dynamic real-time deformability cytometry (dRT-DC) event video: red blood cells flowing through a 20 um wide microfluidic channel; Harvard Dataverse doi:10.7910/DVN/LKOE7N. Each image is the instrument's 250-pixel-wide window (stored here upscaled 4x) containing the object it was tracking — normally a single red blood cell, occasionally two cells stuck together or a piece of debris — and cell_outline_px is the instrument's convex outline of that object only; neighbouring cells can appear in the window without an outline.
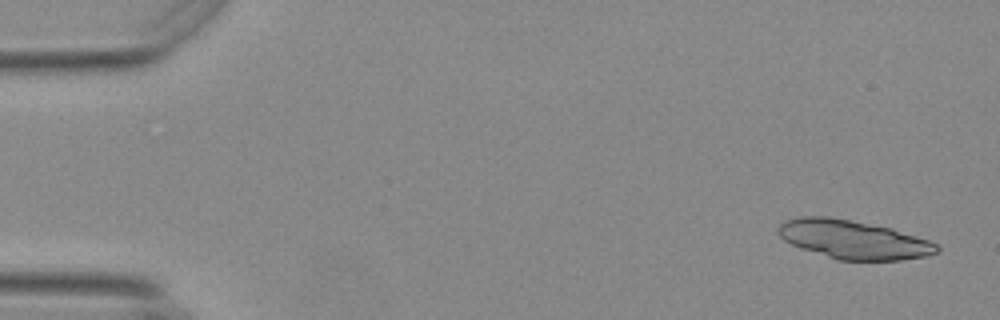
{"species": "Egyptian fruit bat (a non-hibernating species)", "species_latin": "Rousettus aegyptiacus", "temperature_condition": "warm", "stored_images_in_passage": 54, "camera_frame_rate_fps": 3000, "um_per_image_px": 0.085, "animal": {"sex": "female"}, "frame": {"image": 1, "passage_image": 2, "time_ms": 0.333, "image_size_px": [1000, 320], "cell_outline_px": [[940, 248], [936, 252], [924, 256], [900, 260], [836, 260], [800, 248], [784, 240], [780, 236], [776, 228], [780, 224], [788, 220], [800, 216], [828, 216], [892, 228], [928, 240], [936, 244]], "centroid_in_image_um": [72.5, 20.36], "position_along_channel_um": 12.5, "area_um2": 35.49}}
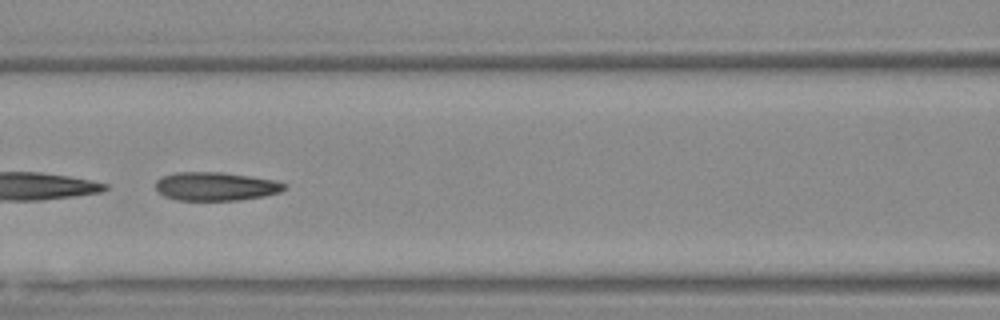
{"frame": {"image": 2, "passage_image": 24, "time_ms": 7.667, "image_size_px": [1000, 320], "cell_outline_px": [[284, 188], [280, 192], [264, 196], [240, 200], [176, 200], [164, 196], [156, 188], [156, 180], [160, 176], [176, 172], [224, 172], [272, 180], [284, 184]], "centroid_in_image_um": [18.27, 15.84], "position_along_channel_um": 148.3, "area_um2": 21.27}, "authors_computed_cell_mechanics": {"area_um2": 23.4957, "velocity_mm_per_s": 3.7098, "shape_relaxation_time_tau1_ms": 4.9447, "shape_relaxation_time_tau2_ms": 1.7502, "deformation_change_tau1": 0.18, "deformation_change_tau2": 0.1011}}